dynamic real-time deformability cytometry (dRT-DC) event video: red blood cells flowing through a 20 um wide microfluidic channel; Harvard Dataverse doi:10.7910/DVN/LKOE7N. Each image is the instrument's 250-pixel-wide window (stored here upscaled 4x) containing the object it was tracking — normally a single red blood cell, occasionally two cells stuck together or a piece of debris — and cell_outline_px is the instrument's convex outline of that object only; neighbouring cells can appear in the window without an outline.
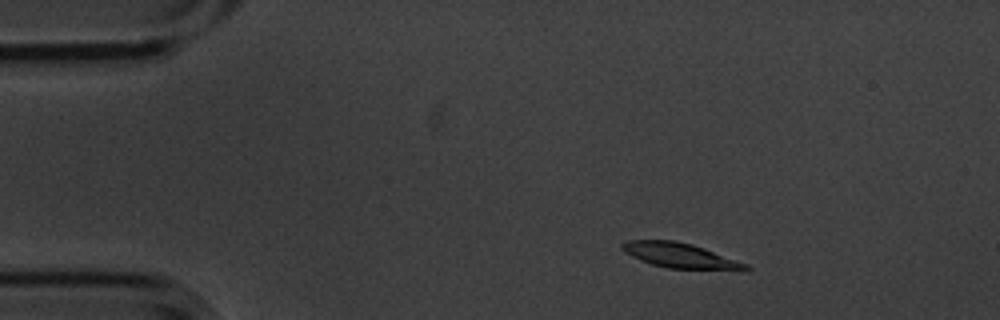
{"species": "common noctule bat (a hibernating species)", "species_latin": "Nyctalus noctula", "temperature_condition": "cold", "stored_images_in_passage": 4, "camera_frame_rate_fps": 3000, "um_per_image_px": 0.085, "animal": {"sex": "male", "body_mass_g": 20.1, "forearm_length_mm": 53.5}, "frame": {"image": 1, "passage_image": 2, "time_ms": 0.333, "image_size_px": [1000, 320], "cell_outline_px": [[752, 268], [748, 272], [740, 272], [668, 268], [652, 264], [640, 260], [624, 252], [620, 248], [620, 244], [624, 240], [676, 240], [692, 244], [704, 248], [748, 264]], "centroid_in_image_um": [57.91, 21.75], "position_along_channel_um": 27.1, "area_um2": 18.73}}